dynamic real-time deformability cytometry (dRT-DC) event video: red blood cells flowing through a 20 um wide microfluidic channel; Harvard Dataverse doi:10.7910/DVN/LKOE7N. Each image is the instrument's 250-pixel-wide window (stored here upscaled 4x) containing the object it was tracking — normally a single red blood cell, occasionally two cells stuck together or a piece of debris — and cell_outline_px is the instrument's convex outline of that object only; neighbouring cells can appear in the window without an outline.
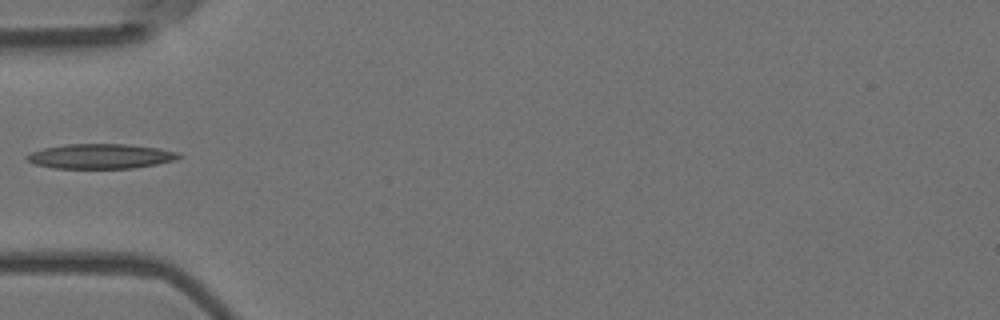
{"species": "Egyptian fruit bat (a non-hibernating species)", "species_latin": "Rousettus aegyptiacus", "temperature_condition": "room temperature", "stored_images_in_passage": 8, "camera_frame_rate_fps": 3000, "um_per_image_px": 0.085, "animal": {"sex": "female"}, "frame": {"image": 1, "passage_image": 7, "time_ms": 2.0, "image_size_px": [1000, 320], "cell_outline_px": [[184, 156], [172, 160], [156, 164], [132, 168], [52, 168], [36, 164], [28, 160], [24, 156], [32, 152], [44, 148], [64, 144], [128, 144], [160, 148], [180, 152]], "centroid_in_image_um": [8.58, 13.27], "position_along_channel_um": 76.4, "area_um2": 21.96}}
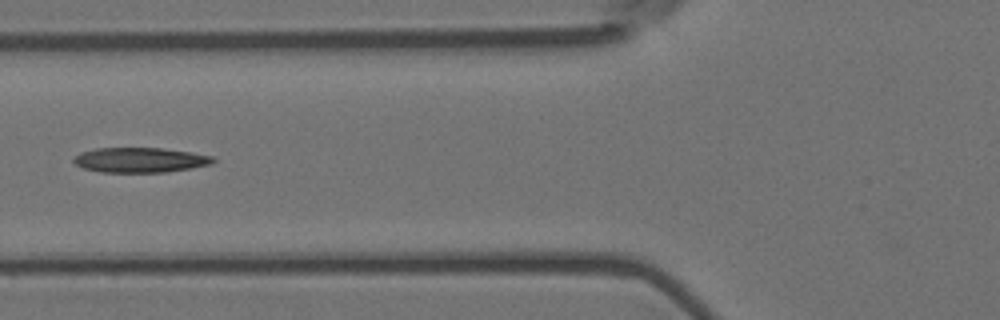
{"frame": {"image": 2, "passage_image": 8, "time_ms": 2.333, "image_size_px": [1000, 320], "cell_outline_px": [[216, 160], [212, 164], [192, 168], [168, 172], [100, 172], [84, 168], [76, 164], [72, 160], [80, 152], [96, 148], [160, 148], [188, 152], [212, 156]], "centroid_in_image_um": [11.91, 13.6], "position_along_channel_um": 113.9, "area_um2": 20.17}}